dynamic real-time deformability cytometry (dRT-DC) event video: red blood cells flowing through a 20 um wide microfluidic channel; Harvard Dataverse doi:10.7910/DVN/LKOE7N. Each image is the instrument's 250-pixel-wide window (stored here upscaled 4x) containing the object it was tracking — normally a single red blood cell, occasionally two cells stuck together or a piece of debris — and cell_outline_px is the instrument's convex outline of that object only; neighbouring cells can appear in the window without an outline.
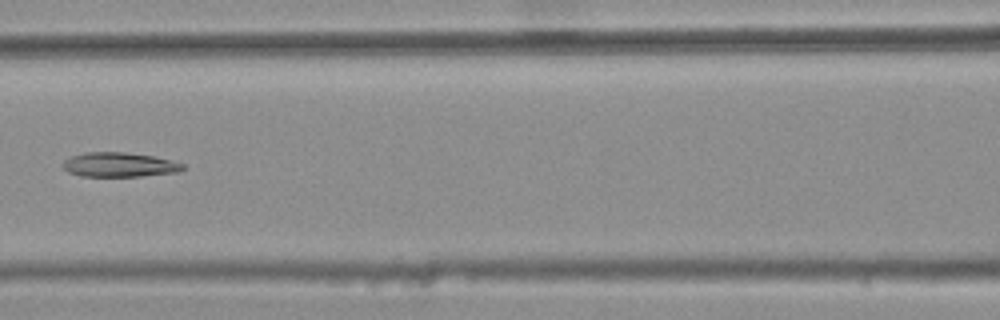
{"species": "common noctule bat (a hibernating species)", "species_latin": "Nyctalus noctula", "temperature_condition": "warm", "stored_images_in_passage": 6, "camera_frame_rate_fps": 3000, "um_per_image_px": 0.085, "animal": {"sex": "female", "body_mass_g": 25.1}, "frame": {"image": 1, "passage_image": 6, "time_ms": 1.667, "image_size_px": [1000, 320], "cell_outline_px": [[184, 168], [180, 172], [140, 176], [80, 176], [68, 172], [60, 164], [64, 160], [72, 156], [84, 152], [124, 152], [152, 156], [172, 160], [184, 164]], "centroid_in_image_um": [10.13, 14.0], "position_along_channel_um": 156.5, "area_um2": 17.17}}